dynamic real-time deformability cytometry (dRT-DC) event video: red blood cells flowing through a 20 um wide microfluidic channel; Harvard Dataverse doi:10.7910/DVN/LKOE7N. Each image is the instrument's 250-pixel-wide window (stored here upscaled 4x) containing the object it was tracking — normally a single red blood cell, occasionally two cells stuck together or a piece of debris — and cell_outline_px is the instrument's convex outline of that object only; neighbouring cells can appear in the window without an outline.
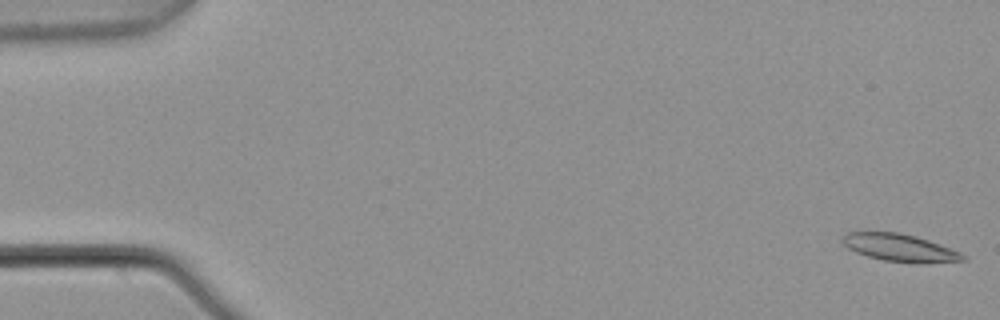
{"species": "common noctule bat (a hibernating species)", "species_latin": "Nyctalus noctula", "temperature_condition": "warm", "stored_images_in_passage": 3, "segment_of_instrument_passage": [1, 2], "camera_frame_rate_fps": 3000, "um_per_image_px": 0.085, "animal": {"sex": "male", "body_mass_g": 21.5, "forearm_length_mm": 52.0}, "frame": {"image": 1, "passage_image": 1, "time_ms": 0.0, "image_size_px": [1000, 320], "cell_outline_px": [[968, 260], [884, 260], [868, 256], [856, 252], [848, 248], [840, 240], [848, 232], [896, 232], [916, 236], [940, 244], [960, 252]], "centroid_in_image_um": [76.37, 20.99], "position_along_channel_um": 8.6, "area_um2": 18.03}}